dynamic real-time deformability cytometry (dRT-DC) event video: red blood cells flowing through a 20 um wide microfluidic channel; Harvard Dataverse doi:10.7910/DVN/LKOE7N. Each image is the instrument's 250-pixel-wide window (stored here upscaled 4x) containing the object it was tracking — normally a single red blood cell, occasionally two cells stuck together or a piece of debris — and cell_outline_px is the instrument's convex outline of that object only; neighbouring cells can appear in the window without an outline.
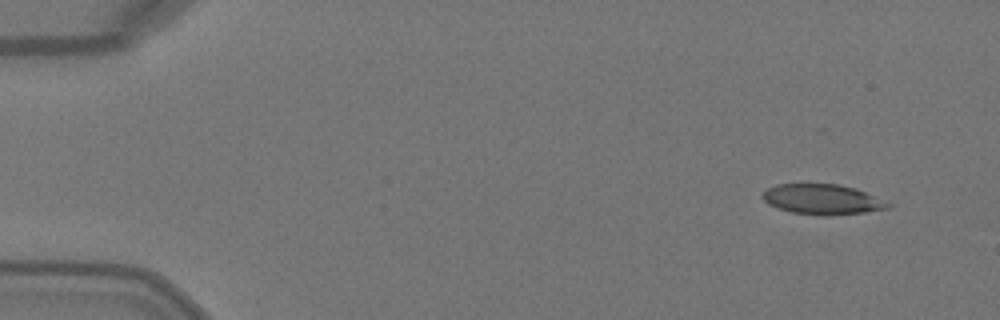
{"species": "Egyptian fruit bat (a non-hibernating species)", "species_latin": "Rousettus aegyptiacus", "temperature_condition": "warm", "stored_images_in_passage": 4, "camera_frame_rate_fps": 3000, "um_per_image_px": 0.085, "animal": {"sex": "female"}, "frame": {"image": 1, "passage_image": 1, "time_ms": 0.0, "image_size_px": [1000, 320], "cell_outline_px": [[896, 204], [888, 208], [864, 212], [828, 216], [824, 216], [792, 212], [776, 208], [768, 204], [760, 196], [768, 188], [776, 184], [840, 184], [856, 188]], "centroid_in_image_um": [69.94, 16.94], "position_along_channel_um": 15.1, "area_um2": 22.37}}
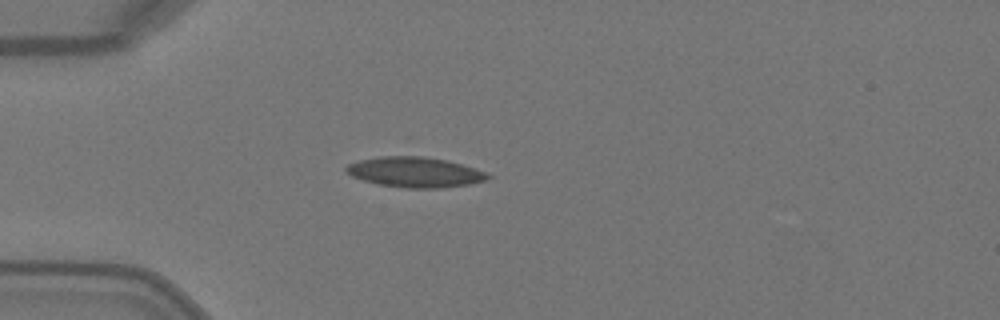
{"frame": {"image": 2, "passage_image": 4, "time_ms": 1.0, "image_size_px": [1000, 320], "cell_outline_px": [[492, 176], [484, 180], [468, 184], [440, 188], [404, 188], [380, 184], [364, 180], [352, 176], [344, 172], [344, 168], [348, 164], [360, 160], [380, 156], [424, 156], [448, 160], [476, 168]], "centroid_in_image_um": [35.25, 14.62], "position_along_channel_um": 49.8, "area_um2": 24.91}}